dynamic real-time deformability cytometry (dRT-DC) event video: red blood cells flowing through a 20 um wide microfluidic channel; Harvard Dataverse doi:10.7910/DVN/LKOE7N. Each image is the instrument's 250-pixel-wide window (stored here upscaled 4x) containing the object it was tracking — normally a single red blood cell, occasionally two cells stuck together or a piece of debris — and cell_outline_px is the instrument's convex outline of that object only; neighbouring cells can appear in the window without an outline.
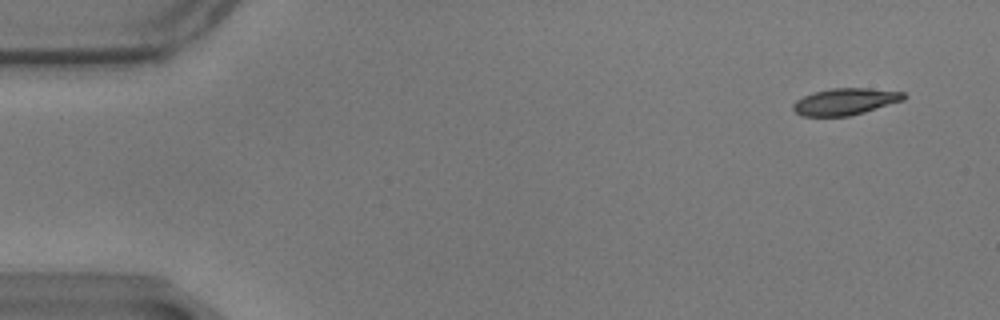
{"species": "common noctule bat (a hibernating species)", "species_latin": "Nyctalus noctula", "temperature_condition": "warm", "stored_images_in_passage": 55, "camera_frame_rate_fps": 3000, "um_per_image_px": 0.085, "animal": {"sex": "male", "body_mass_g": 17.9}, "frame": {"image": 1, "passage_image": 1, "time_ms": 0.0, "image_size_px": [1000, 320], "cell_outline_px": [[908, 96], [904, 100], [864, 112], [848, 116], [800, 116], [792, 108], [792, 104], [796, 100], [812, 92], [832, 88], [868, 88], [904, 92]], "centroid_in_image_um": [71.84, 8.63], "position_along_channel_um": 13.2, "area_um2": 17.28}}
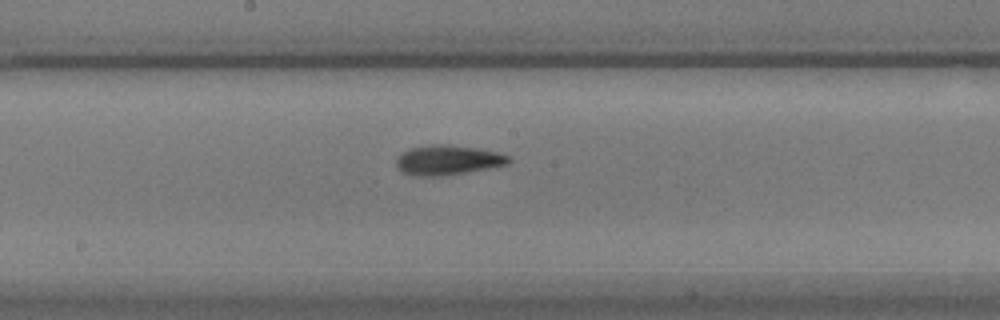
{"frame": {"image": 2, "passage_image": 28, "time_ms": 9.0, "image_size_px": [1000, 320], "cell_outline_px": [[512, 160], [508, 164], [488, 168], [440, 176], [412, 176], [396, 168], [396, 160], [404, 152], [412, 148], [436, 144], [448, 144], [480, 148], [512, 156]], "centroid_in_image_um": [38.1, 13.6], "position_along_channel_um": 210.1, "area_um2": 19.42}}
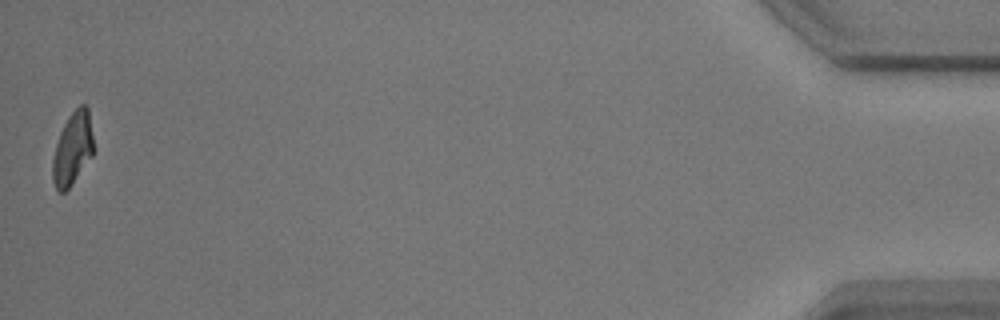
{"frame": {"image": 3, "passage_image": 55, "time_ms": 18.0, "image_size_px": [1000, 320], "cell_outline_px": [[92, 156], [72, 184], [64, 192], [60, 192], [56, 188], [52, 180], [52, 160], [56, 144], [60, 132], [68, 116], [80, 104], [84, 104], [88, 108], [92, 136]], "centroid_in_image_um": [6.15, 12.64], "position_along_channel_um": 429.1, "area_um2": 17.11}, "authors_computed_cell_mechanics": {"area_um2": 18.207, "velocity_mm_per_s": 3.4584, "shape_relaxation_time_tau1_ms": 6.0114, "shape_relaxation_time_tau2_ms": 4.6413, "deformation_change_tau1": 0.1999, "deformation_change_tau2": 0.1064}}